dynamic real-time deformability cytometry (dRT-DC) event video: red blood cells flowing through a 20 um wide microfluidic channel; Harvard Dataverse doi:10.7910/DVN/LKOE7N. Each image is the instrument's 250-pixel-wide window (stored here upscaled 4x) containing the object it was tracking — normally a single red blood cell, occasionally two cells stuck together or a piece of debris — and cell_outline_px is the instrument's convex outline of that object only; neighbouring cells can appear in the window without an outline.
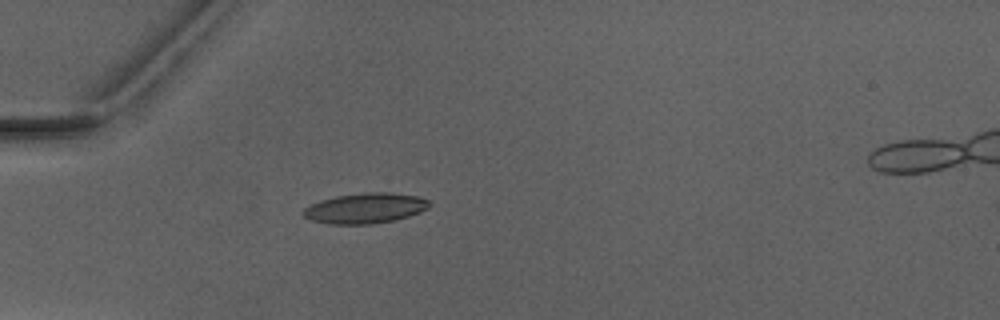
{"species": "Egyptian fruit bat (a non-hibernating species)", "species_latin": "Rousettus aegyptiacus", "temperature_condition": "warm", "stored_images_in_passage": 3, "camera_frame_rate_fps": 3000, "um_per_image_px": 0.085, "animal": {"sex": "male"}, "frame": {"image": 1, "passage_image": 3, "time_ms": 3.667, "image_size_px": [1000, 320], "cell_outline_px": [[428, 208], [420, 212], [408, 216], [392, 220], [372, 224], [328, 224], [312, 220], [304, 216], [300, 212], [304, 208], [320, 200], [336, 196], [364, 192], [392, 192], [420, 196], [428, 200]], "centroid_in_image_um": [31.03, 17.69], "position_along_channel_um": 54.0, "area_um2": 22.31}}